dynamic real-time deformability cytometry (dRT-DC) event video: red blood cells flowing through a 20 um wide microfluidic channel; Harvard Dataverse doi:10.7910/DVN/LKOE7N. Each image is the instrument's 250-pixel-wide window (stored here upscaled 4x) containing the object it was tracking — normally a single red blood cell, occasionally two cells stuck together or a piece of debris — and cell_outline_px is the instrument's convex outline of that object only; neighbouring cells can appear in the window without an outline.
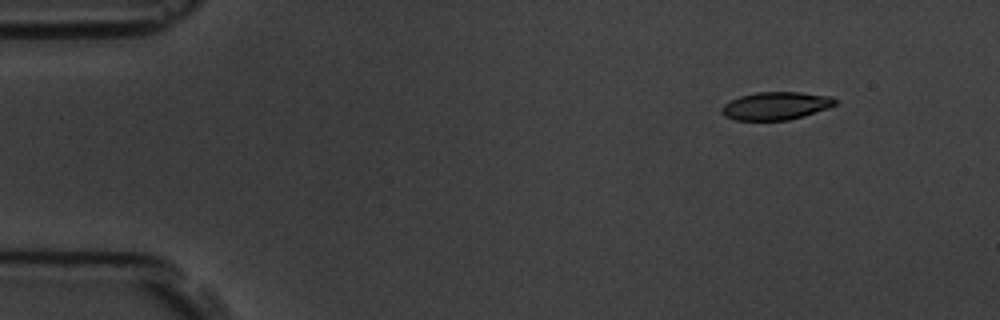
{"species": "common noctule bat (a hibernating species)", "species_latin": "Nyctalus noctula", "temperature_condition": "room temperature", "stored_images_in_passage": 4, "camera_frame_rate_fps": 3000, "um_per_image_px": 0.085, "animal": {"sex": "male", "body_mass_g": 19.5, "forearm_length_mm": 54.6}, "frame": {"image": 1, "passage_image": 1, "time_ms": 0.0, "image_size_px": [1000, 320], "cell_outline_px": [[840, 100], [836, 104], [828, 108], [804, 116], [788, 120], [736, 120], [724, 116], [720, 112], [720, 108], [724, 104], [740, 96], [756, 92], [800, 92], [832, 96]], "centroid_in_image_um": [65.97, 8.99], "position_along_channel_um": 19.0, "area_um2": 18.61}}
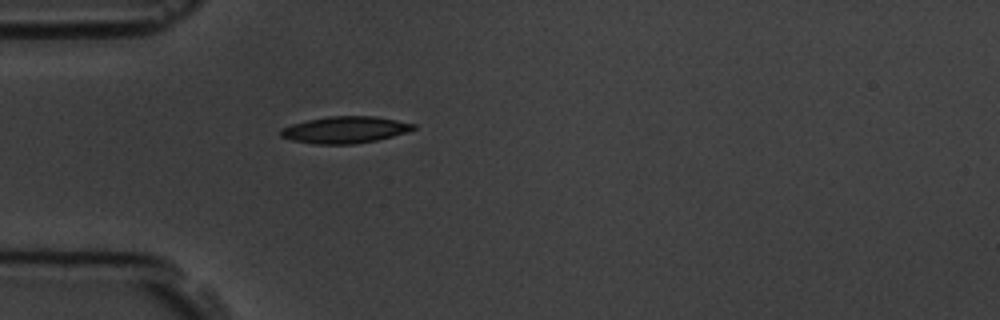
{"frame": {"image": 2, "passage_image": 4, "time_ms": 3.333, "image_size_px": [1000, 320], "cell_outline_px": [[416, 128], [392, 136], [376, 140], [352, 144], [312, 144], [292, 140], [280, 136], [280, 128], [292, 124], [308, 120], [328, 116], [376, 116], [416, 124]], "centroid_in_image_um": [29.29, 11.03], "position_along_channel_um": 55.7, "area_um2": 20.58}}